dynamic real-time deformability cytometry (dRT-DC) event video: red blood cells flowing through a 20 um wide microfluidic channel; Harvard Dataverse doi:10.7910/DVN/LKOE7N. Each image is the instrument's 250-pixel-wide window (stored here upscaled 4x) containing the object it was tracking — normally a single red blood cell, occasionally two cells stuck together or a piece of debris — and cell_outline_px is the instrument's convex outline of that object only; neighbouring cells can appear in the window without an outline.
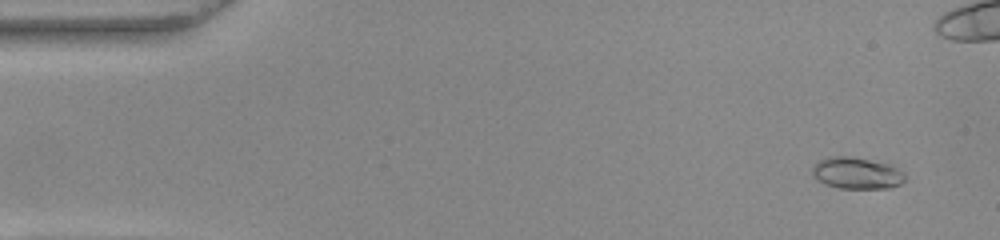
{"species": "common noctule bat (a hibernating species)", "species_latin": "Nyctalus noctula", "temperature_condition": "warm", "stored_images_in_passage": 54, "camera_frame_rate_fps": 3000, "um_per_image_px": 0.085, "animal": {"sex": "female", "body_mass_g": 22.0, "forearm_length_mm": 56.7}, "frame": {"image": 1, "passage_image": 4, "time_ms": 1.0, "image_size_px": [1000, 240], "cell_outline_px": [[904, 180], [900, 184], [888, 188], [840, 188], [824, 184], [812, 172], [812, 168], [820, 160], [828, 156], [852, 156], [892, 164], [904, 172]], "centroid_in_image_um": [72.86, 14.7], "position_along_channel_um": 12.1, "area_um2": 17.05}}
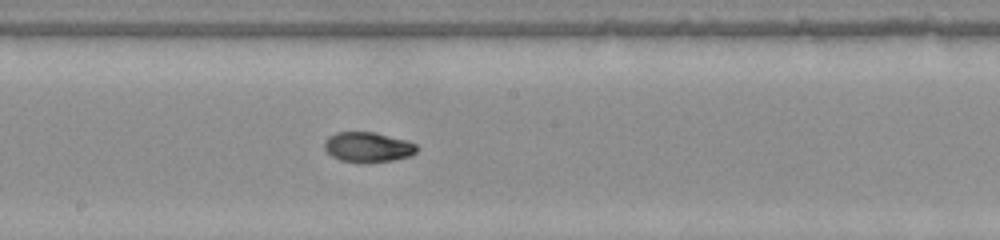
{"frame": {"image": 2, "passage_image": 29, "time_ms": 9.333, "image_size_px": [1000, 240], "cell_outline_px": [[420, 148], [412, 156], [392, 160], [368, 164], [360, 164], [340, 160], [332, 156], [324, 148], [324, 140], [328, 136], [336, 132], [376, 132], [408, 140], [416, 144]], "centroid_in_image_um": [31.3, 12.52], "position_along_channel_um": 216.9, "area_um2": 16.76}}
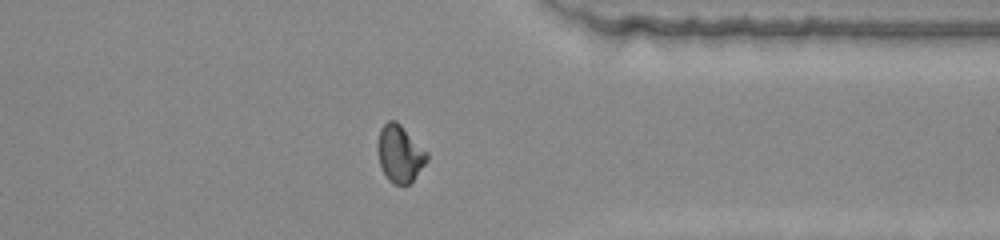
{"frame": {"image": 3, "passage_image": 42, "time_ms": 13.667, "image_size_px": [1000, 240], "cell_outline_px": [[428, 160], [412, 180], [408, 184], [392, 184], [388, 180], [380, 164], [380, 128], [388, 120], [396, 120], [428, 152]], "centroid_in_image_um": [34.03, 13.06], "position_along_channel_um": 377.4, "area_um2": 15.84}, "authors_computed_cell_mechanics": {"area_um2": 16.3285, "velocity_mm_per_s": 3.8806, "shape_relaxation_time_tau1_ms": 9.3684, "shape_relaxation_time_tau2_ms": 3.3883, "deformation_change_tau1": 0.3106, "deformation_change_tau2": 0.0338}}